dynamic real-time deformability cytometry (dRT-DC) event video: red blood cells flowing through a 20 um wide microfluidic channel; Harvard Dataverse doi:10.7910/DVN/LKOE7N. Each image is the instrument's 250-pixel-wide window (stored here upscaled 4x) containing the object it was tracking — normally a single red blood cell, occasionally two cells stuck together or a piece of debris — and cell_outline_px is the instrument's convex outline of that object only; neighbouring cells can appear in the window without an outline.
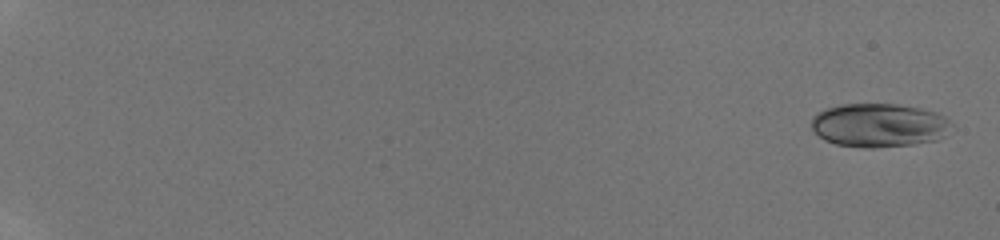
{"species": "human", "species_latin": "Homo sapiens", "temperature_condition": "room temperature", "stored_images_in_passage": 52, "camera_frame_rate_fps": 3000, "um_per_image_px": 0.085, "donor": {"sex": "male"}, "frame": {"image": 1, "passage_image": 2, "time_ms": 0.333, "image_size_px": [1000, 240], "cell_outline_px": [[952, 124], [944, 136], [936, 140], [912, 144], [872, 148], [868, 148], [836, 144], [824, 140], [812, 128], [812, 116], [816, 112], [840, 104], [900, 104], [920, 108], [936, 112], [944, 116]], "centroid_in_image_um": [74.7, 10.63], "position_along_channel_um": 10.3, "area_um2": 35.6}}
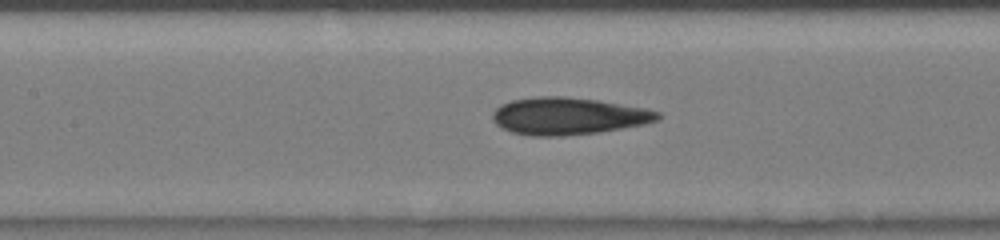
{"frame": {"image": 2, "passage_image": 29, "time_ms": 9.333, "image_size_px": [1000, 240], "cell_outline_px": [[660, 120], [644, 124], [600, 132], [564, 136], [532, 136], [512, 132], [496, 124], [492, 120], [492, 112], [500, 104], [512, 100], [536, 96], [564, 96], [596, 100], [648, 108], [660, 112]], "centroid_in_image_um": [48.31, 9.86], "position_along_channel_um": 159.1, "area_um2": 36.01}}
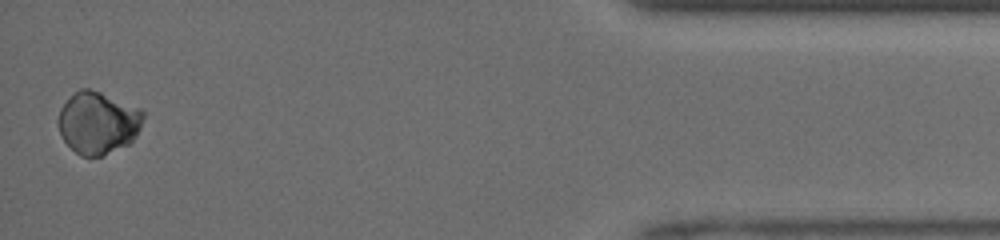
{"frame": {"image": 3, "passage_image": 52, "time_ms": 17.0, "image_size_px": [1000, 240], "cell_outline_px": [[144, 116], [140, 128], [136, 136], [128, 144], [100, 156], [80, 156], [64, 140], [56, 124], [56, 120], [60, 108], [80, 88], [88, 88], [100, 92], [140, 108], [144, 112]], "centroid_in_image_um": [8.31, 10.43], "position_along_channel_um": 426.9, "area_um2": 30.63}, "authors_computed_cell_mechanics": {"area_um2": 34.2465, "velocity_mm_per_s": 4.2413, "shape_relaxation_time_tau1_ms": 0.945, "shape_relaxation_time_tau2_ms": null, "deformation_change_tau1": 0.0366, "deformation_change_tau2": null}}